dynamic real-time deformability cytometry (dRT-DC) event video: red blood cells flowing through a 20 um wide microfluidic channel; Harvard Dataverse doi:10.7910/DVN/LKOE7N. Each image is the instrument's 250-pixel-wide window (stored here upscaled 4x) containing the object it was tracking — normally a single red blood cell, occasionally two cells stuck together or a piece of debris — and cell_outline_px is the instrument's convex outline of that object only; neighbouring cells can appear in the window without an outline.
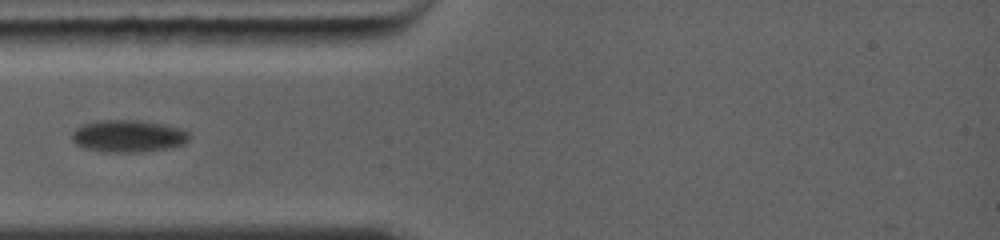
{"species": "common noctule bat (a hibernating species)", "species_latin": "Nyctalus noctula", "temperature_condition": "warm", "stored_images_in_passage": 50, "camera_frame_rate_fps": 5000, "um_per_image_px": 0.085, "animal": {"sex": "female", "body_mass_g": 19.0, "forearm_length_mm": 56.7}, "frame": {"image": 1, "passage_image": 1, "time_ms": 0.0, "image_size_px": [1000, 240], "cell_outline_px": [[188, 140], [184, 144], [172, 148], [140, 152], [100, 152], [80, 148], [72, 140], [72, 132], [76, 128], [84, 124], [104, 120], [136, 120], [160, 124], [176, 128], [188, 132]], "centroid_in_image_um": [10.84, 11.6], "position_along_channel_um": 74.2, "area_um2": 21.96}}